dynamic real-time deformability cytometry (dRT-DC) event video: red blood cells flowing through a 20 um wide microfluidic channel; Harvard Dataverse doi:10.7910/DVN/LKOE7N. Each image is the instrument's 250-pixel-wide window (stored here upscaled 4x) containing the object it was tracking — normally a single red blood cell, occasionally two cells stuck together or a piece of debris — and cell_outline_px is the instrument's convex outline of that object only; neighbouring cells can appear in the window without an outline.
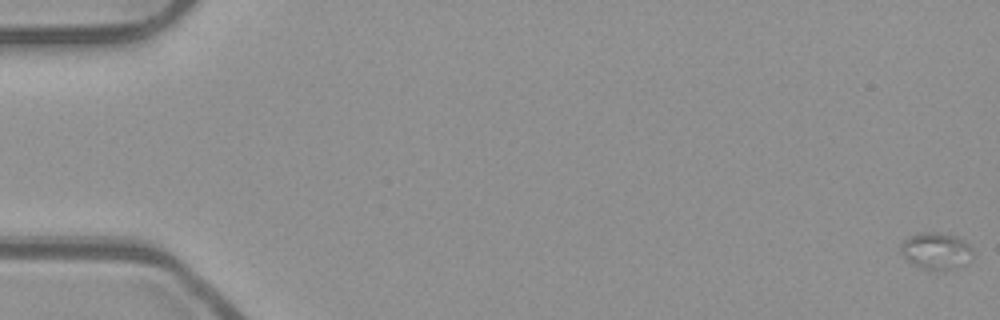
{"species": "common noctule bat (a hibernating species)", "species_latin": "Nyctalus noctula", "temperature_condition": "room temperature", "stored_images_in_passage": 57, "camera_frame_rate_fps": 3000, "um_per_image_px": 0.085, "animal": {"sex": "male", "body_mass_g": 23.1, "forearm_length_mm": 52.7}, "frame": {"image": 1, "passage_image": 1, "time_ms": 0.0, "image_size_px": [1000, 320], "cell_outline_px": [[972, 260], [968, 268], [924, 268], [912, 264], [900, 252], [900, 244], [904, 240], [920, 232], [936, 232], [952, 236], [964, 240], [972, 248]], "centroid_in_image_um": [79.63, 21.33], "position_along_channel_um": 5.4, "area_um2": 15.37}}
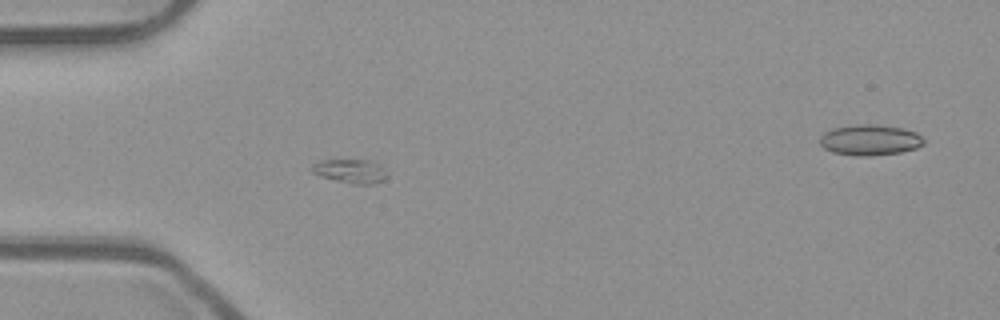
{"frame": {"image": 2, "passage_image": 18, "time_ms": 5.667, "image_size_px": [1000, 320], "cell_outline_px": [[388, 176], [384, 180], [372, 184], [352, 184], [320, 176], [312, 172], [312, 164], [324, 160], [368, 160], [376, 164]], "centroid_in_image_um": [29.76, 14.56], "position_along_channel_um": 55.2, "area_um2": 10.17}}
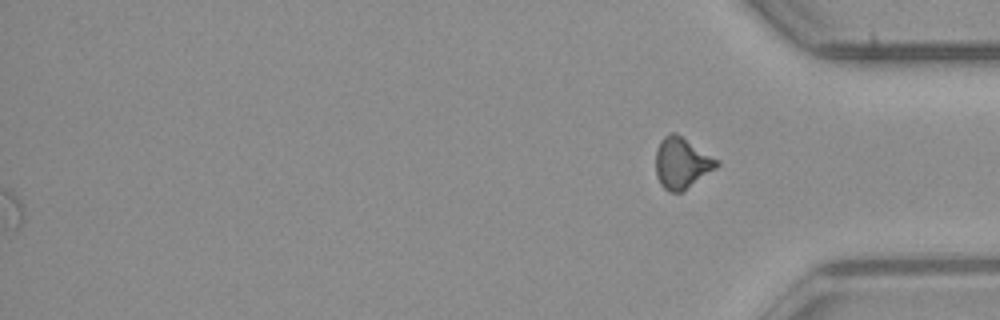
{"frame": {"image": 3, "passage_image": 57, "time_ms": 18.667, "image_size_px": [1000, 320], "cell_outline_px": [[720, 164], [716, 168], [680, 192], [668, 192], [660, 184], [656, 176], [656, 148], [660, 140], [664, 136], [672, 132], [676, 132], [720, 160]], "centroid_in_image_um": [57.94, 13.83], "position_along_channel_um": 377.3, "area_um2": 18.21}}